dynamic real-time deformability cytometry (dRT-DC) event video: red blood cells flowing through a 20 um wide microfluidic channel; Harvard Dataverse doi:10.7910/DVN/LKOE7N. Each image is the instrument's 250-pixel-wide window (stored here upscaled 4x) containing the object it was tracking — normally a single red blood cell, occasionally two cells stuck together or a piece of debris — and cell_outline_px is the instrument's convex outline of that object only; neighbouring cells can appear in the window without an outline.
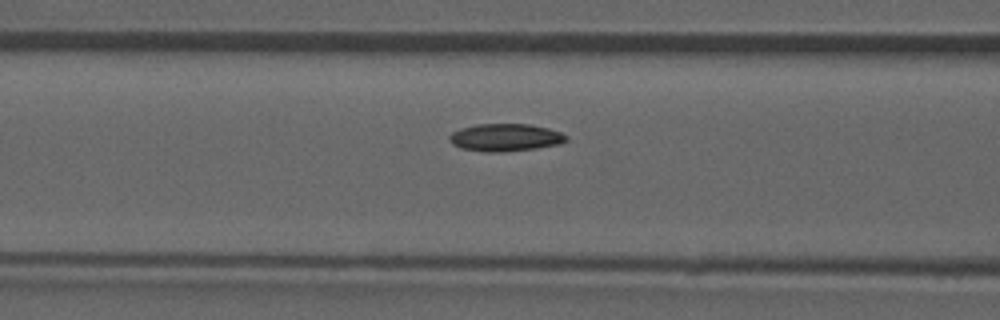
{"species": "common noctule bat (a hibernating species)", "species_latin": "Nyctalus noctula", "temperature_condition": "room temperature", "stored_images_in_passage": 32, "camera_frame_rate_fps": 3000, "um_per_image_px": 0.085, "animal": {"sex": "male", "forearm_length_mm": 52.5}, "frame": {"image": 1, "passage_image": 5, "time_ms": 1.333, "image_size_px": [1000, 320], "cell_outline_px": [[568, 140], [560, 144], [536, 148], [504, 152], [484, 152], [460, 148], [452, 144], [448, 140], [448, 136], [452, 132], [460, 128], [476, 124], [528, 124], [548, 128], [560, 132], [568, 136]], "centroid_in_image_um": [42.93, 11.69], "position_along_channel_um": 123.7, "area_um2": 18.96}, "authors_computed_cell_mechanics": {"area_um2": 18.1781, "velocity_mm_per_s": 3.903, "shape_relaxation_time_tau1_ms": 4.4999, "shape_relaxation_time_tau2_ms": null, "deformation_change_tau1": 0.113, "deformation_change_tau2": null}}